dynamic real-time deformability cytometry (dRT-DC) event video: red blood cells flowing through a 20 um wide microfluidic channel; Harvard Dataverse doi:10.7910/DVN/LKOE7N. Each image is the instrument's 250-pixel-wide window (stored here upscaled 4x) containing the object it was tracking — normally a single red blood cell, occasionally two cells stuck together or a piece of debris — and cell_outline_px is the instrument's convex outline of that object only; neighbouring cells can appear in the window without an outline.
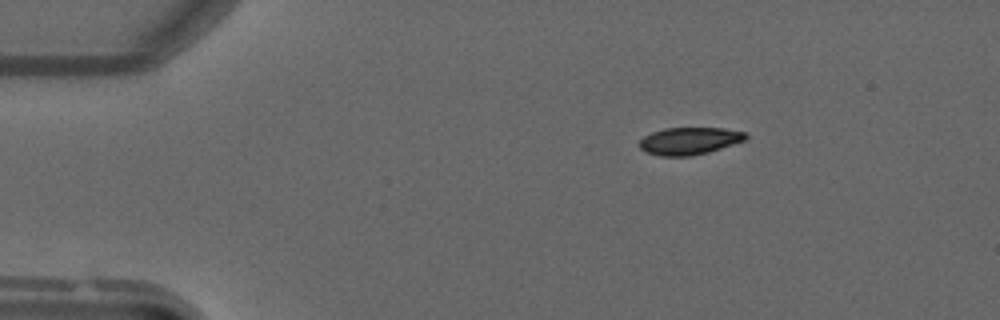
{"species": "common noctule bat (a hibernating species)", "species_latin": "Nyctalus noctula", "temperature_condition": "warm", "stored_images_in_passage": 43, "camera_frame_rate_fps": 3000, "um_per_image_px": 0.085, "animal": {"sex": "male", "forearm_length_mm": 52.5}, "frame": {"image": 1, "passage_image": 1, "time_ms": 0.0, "image_size_px": [1000, 320], "cell_outline_px": [[748, 140], [708, 152], [692, 156], [660, 156], [644, 152], [640, 148], [640, 140], [644, 136], [652, 132], [664, 128], [724, 128], [744, 132], [748, 136]], "centroid_in_image_um": [58.61, 11.98], "position_along_channel_um": 26.4, "area_um2": 17.05}}
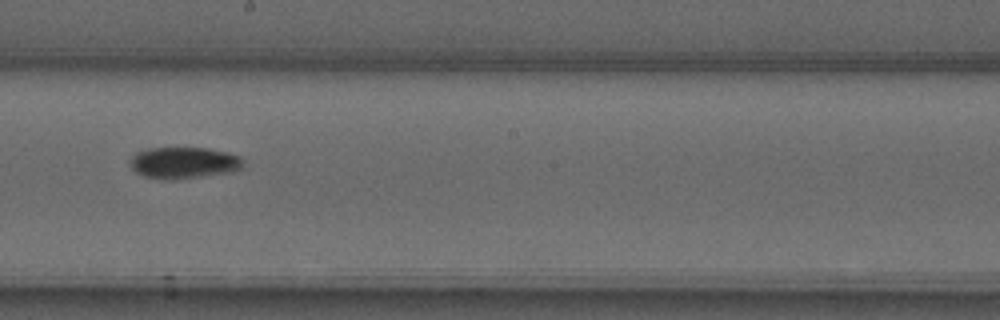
{"frame": {"image": 2, "passage_image": 21, "time_ms": 6.667, "image_size_px": [1000, 320], "cell_outline_px": [[240, 168], [228, 172], [172, 180], [160, 180], [144, 176], [136, 172], [128, 164], [128, 160], [136, 152], [148, 148], [208, 148], [228, 152], [240, 156]], "centroid_in_image_um": [15.52, 13.83], "position_along_channel_um": 232.7, "area_um2": 20.69}}
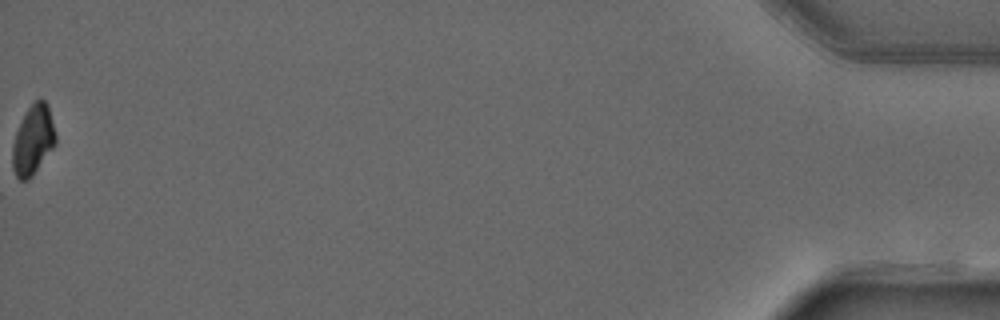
{"frame": {"image": 3, "passage_image": 43, "time_ms": 14.0, "image_size_px": [1000, 320], "cell_outline_px": [[56, 144], [32, 176], [28, 180], [20, 180], [16, 176], [12, 168], [12, 144], [16, 132], [24, 112], [40, 96], [48, 104], [56, 132]], "centroid_in_image_um": [2.81, 11.88], "position_along_channel_um": 432.4, "area_um2": 17.74}}